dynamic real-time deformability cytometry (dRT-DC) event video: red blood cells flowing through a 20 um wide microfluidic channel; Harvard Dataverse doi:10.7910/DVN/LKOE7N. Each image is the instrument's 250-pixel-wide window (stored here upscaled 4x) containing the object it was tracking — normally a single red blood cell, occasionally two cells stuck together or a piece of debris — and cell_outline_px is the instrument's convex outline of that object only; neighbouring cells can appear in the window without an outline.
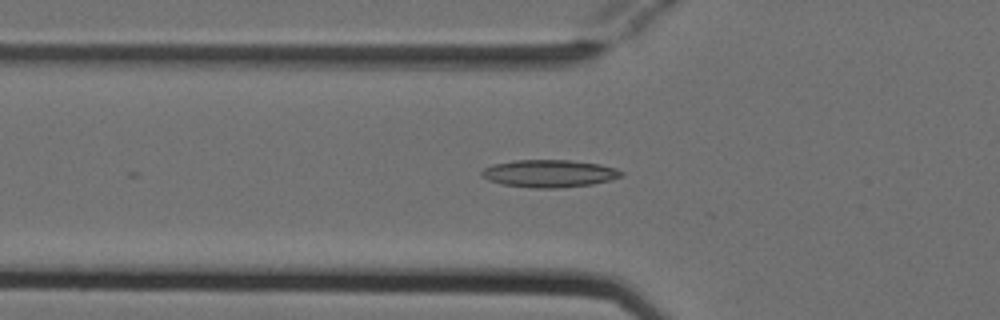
{"species": "Egyptian fruit bat (a non-hibernating species)", "species_latin": "Rousettus aegyptiacus", "temperature_condition": "cold", "stored_images_in_passage": 3, "segment_of_instrument_passage": [2, 2], "camera_frame_rate_fps": 3000, "um_per_image_px": 0.085, "animal": {"sex": "female"}, "frame": {"image": 1, "passage_image": 3, "time_ms": 0.667, "image_size_px": [1000, 320], "cell_outline_px": [[624, 176], [592, 184], [560, 188], [532, 188], [500, 184], [488, 180], [480, 176], [480, 172], [484, 168], [492, 164], [512, 160], [568, 160], [600, 164], [616, 168], [624, 172]], "centroid_in_image_um": [46.65, 14.75], "position_along_channel_um": 79.1, "area_um2": 22.6}}